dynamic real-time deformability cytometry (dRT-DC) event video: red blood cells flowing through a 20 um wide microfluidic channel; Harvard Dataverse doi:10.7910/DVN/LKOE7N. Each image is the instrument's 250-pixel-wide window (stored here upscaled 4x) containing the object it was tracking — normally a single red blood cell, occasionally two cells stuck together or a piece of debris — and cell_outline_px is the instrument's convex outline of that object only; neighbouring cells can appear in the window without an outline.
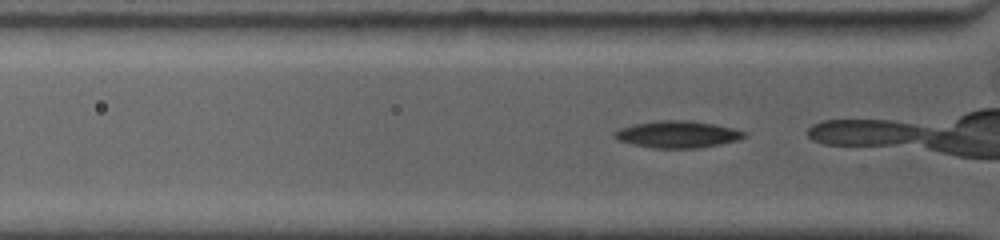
{"species": "common noctule bat (a hibernating species)", "species_latin": "Nyctalus noctula", "temperature_condition": "warm", "stored_images_in_passage": 18, "camera_frame_rate_fps": 4500, "um_per_image_px": 0.085, "animal": {"sex": "female", "body_mass_g": 19.0, "forearm_length_mm": 53.3}, "frame": {"image": 1, "passage_image": 3, "time_ms": 0.444, "image_size_px": [1000, 240], "cell_outline_px": [[748, 136], [736, 140], [720, 144], [700, 148], [656, 148], [632, 144], [616, 140], [612, 132], [620, 128], [632, 124], [652, 120], [692, 120], [716, 124], [732, 128], [744, 132]], "centroid_in_image_um": [57.54, 11.4], "position_along_channel_um": 68.3, "area_um2": 20.58}}